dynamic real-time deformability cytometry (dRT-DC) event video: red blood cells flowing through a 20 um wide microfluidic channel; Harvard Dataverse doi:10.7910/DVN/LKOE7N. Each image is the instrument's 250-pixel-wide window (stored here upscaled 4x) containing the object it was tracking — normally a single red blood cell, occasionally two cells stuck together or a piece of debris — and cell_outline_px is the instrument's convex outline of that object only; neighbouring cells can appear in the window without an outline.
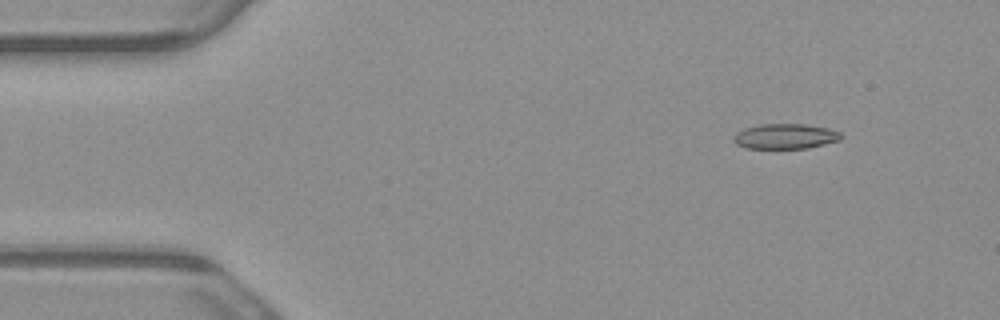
{"species": "common noctule bat (a hibernating species)", "species_latin": "Nyctalus noctula", "temperature_condition": "warm", "stored_images_in_passage": 6, "camera_frame_rate_fps": 3000, "um_per_image_px": 0.085, "animal": {"sex": "male", "body_mass_g": 23.1, "forearm_length_mm": 52.7}, "frame": {"image": 1, "passage_image": 2, "time_ms": 0.333, "image_size_px": [1000, 320], "cell_outline_px": [[844, 136], [840, 140], [808, 148], [748, 148], [736, 144], [732, 140], [732, 136], [736, 132], [744, 128], [760, 124], [804, 124], [828, 128], [840, 132]], "centroid_in_image_um": [66.73, 11.58], "position_along_channel_um": 18.3, "area_um2": 15.84}}
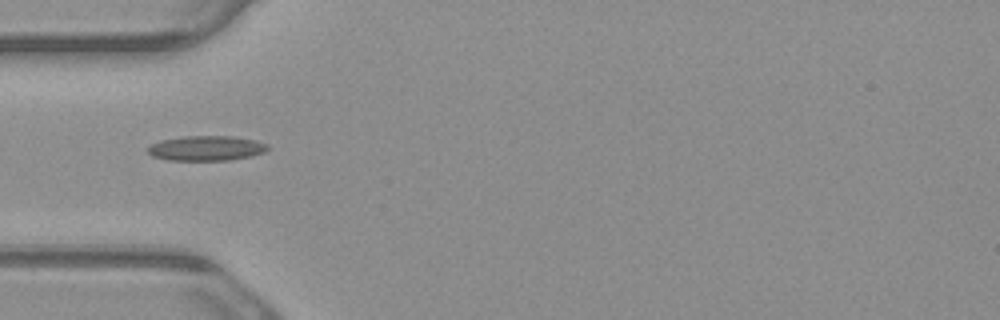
{"frame": {"image": 2, "passage_image": 5, "time_ms": 1.333, "image_size_px": [1000, 320], "cell_outline_px": [[268, 148], [264, 152], [252, 156], [228, 160], [168, 160], [152, 156], [148, 152], [148, 148], [152, 144], [160, 140], [184, 136], [232, 136], [252, 140], [268, 144]], "centroid_in_image_um": [17.52, 12.6], "position_along_channel_um": 67.5, "area_um2": 17.28}}
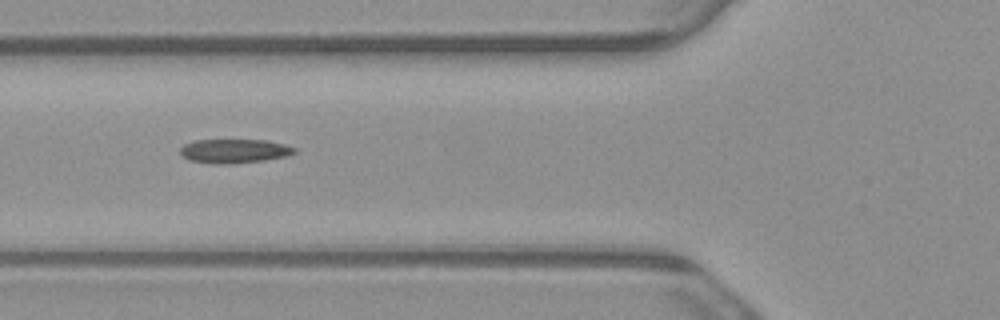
{"frame": {"image": 3, "passage_image": 6, "time_ms": 1.667, "image_size_px": [1000, 320], "cell_outline_px": [[296, 152], [288, 156], [264, 160], [232, 164], [212, 164], [188, 160], [180, 152], [180, 148], [184, 144], [196, 140], [264, 140], [284, 144], [296, 148]], "centroid_in_image_um": [19.91, 12.84], "position_along_channel_um": 105.9, "area_um2": 16.07}}